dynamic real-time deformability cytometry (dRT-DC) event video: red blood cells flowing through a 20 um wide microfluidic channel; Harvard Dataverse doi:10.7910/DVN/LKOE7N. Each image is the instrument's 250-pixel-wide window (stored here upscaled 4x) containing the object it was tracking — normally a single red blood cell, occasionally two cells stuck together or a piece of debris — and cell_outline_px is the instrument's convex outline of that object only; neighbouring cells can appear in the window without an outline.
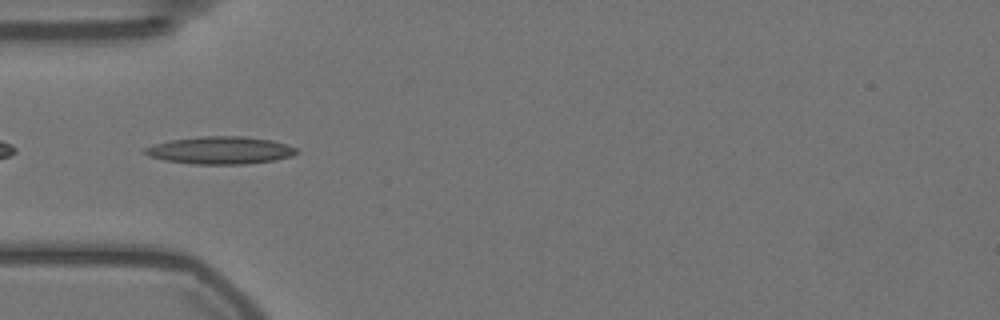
{"species": "Egyptian fruit bat (a non-hibernating species)", "species_latin": "Rousettus aegyptiacus", "temperature_condition": "warm", "stored_images_in_passage": 41, "camera_frame_rate_fps": 3000, "um_per_image_px": 0.085, "animal": {"sex": "female"}, "frame": {"image": 1, "passage_image": 2, "time_ms": 0.333, "image_size_px": [1000, 320], "cell_outline_px": [[296, 152], [292, 156], [276, 160], [244, 164], [192, 164], [164, 160], [148, 156], [144, 152], [144, 148], [152, 144], [168, 140], [204, 136], [244, 136], [272, 140], [288, 144], [296, 148]], "centroid_in_image_um": [18.71, 12.77], "position_along_channel_um": 66.3, "area_um2": 24.45}}
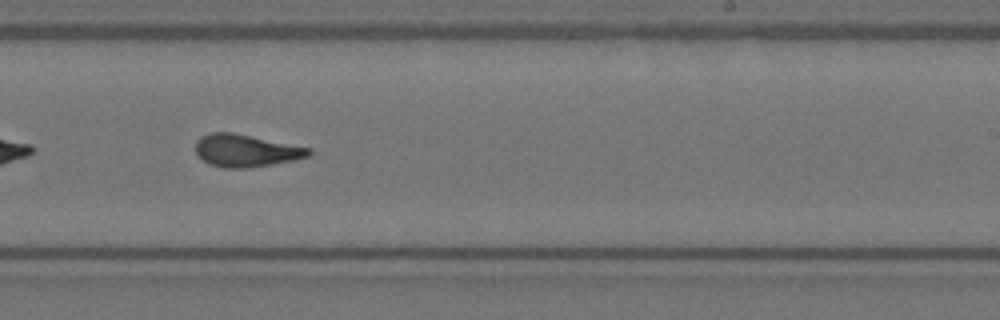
{"frame": {"image": 2, "passage_image": 19, "time_ms": 6.0, "image_size_px": [1000, 320], "cell_outline_px": [[312, 156], [296, 160], [248, 168], [224, 168], [208, 164], [196, 156], [196, 140], [200, 136], [212, 132], [232, 132], [312, 148]], "centroid_in_image_um": [20.91, 12.81], "position_along_channel_um": 268.1, "area_um2": 21.73}}
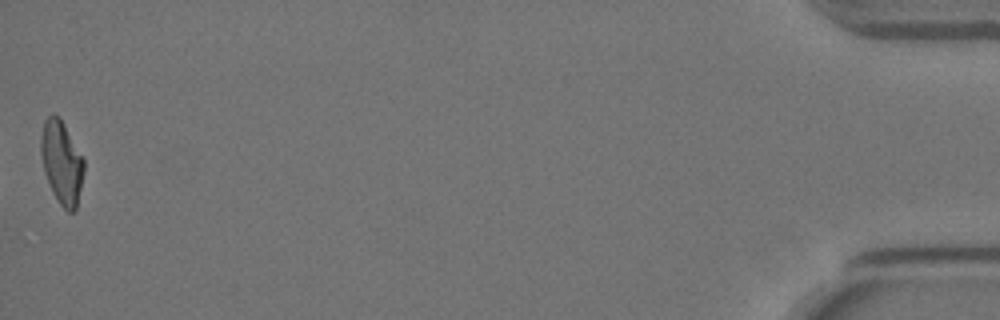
{"frame": {"image": 3, "passage_image": 41, "time_ms": 13.333, "image_size_px": [1000, 320], "cell_outline_px": [[84, 172], [76, 208], [72, 212], [68, 212], [60, 204], [52, 192], [44, 172], [40, 152], [40, 136], [44, 120], [52, 112], [60, 116], [84, 160]], "centroid_in_image_um": [5.22, 13.76], "position_along_channel_um": 430.0, "area_um2": 20.92}, "authors_computed_cell_mechanics": {"area_um2": 21.2704, "velocity_mm_per_s": 3.5505, "shape_relaxation_time_tau1_ms": null, "shape_relaxation_time_tau2_ms": 2.5699, "deformation_change_tau1": null, "deformation_change_tau2": 0.1179}}